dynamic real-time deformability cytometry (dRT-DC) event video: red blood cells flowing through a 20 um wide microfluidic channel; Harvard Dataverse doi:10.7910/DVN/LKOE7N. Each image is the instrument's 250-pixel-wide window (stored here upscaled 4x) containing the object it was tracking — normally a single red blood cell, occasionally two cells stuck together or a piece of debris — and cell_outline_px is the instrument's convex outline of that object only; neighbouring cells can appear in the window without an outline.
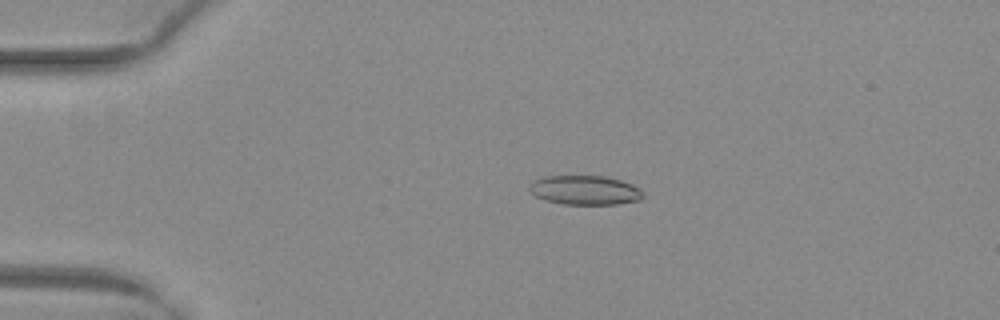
{"species": "common noctule bat (a hibernating species)", "species_latin": "Nyctalus noctula", "temperature_condition": "warm", "stored_images_in_passage": 52, "camera_frame_rate_fps": 3000, "um_per_image_px": 0.085, "animal": {"sex": "female", "body_mass_g": 29.2, "forearm_length_mm": 56.3}, "frame": {"image": 1, "passage_image": 12, "time_ms": 3.667, "image_size_px": [1000, 320], "cell_outline_px": [[644, 196], [640, 200], [616, 204], [564, 204], [544, 200], [536, 196], [528, 188], [536, 180], [544, 176], [604, 176], [620, 180], [632, 184], [640, 188], [644, 192]], "centroid_in_image_um": [49.76, 16.16], "position_along_channel_um": 35.2, "area_um2": 19.31}}
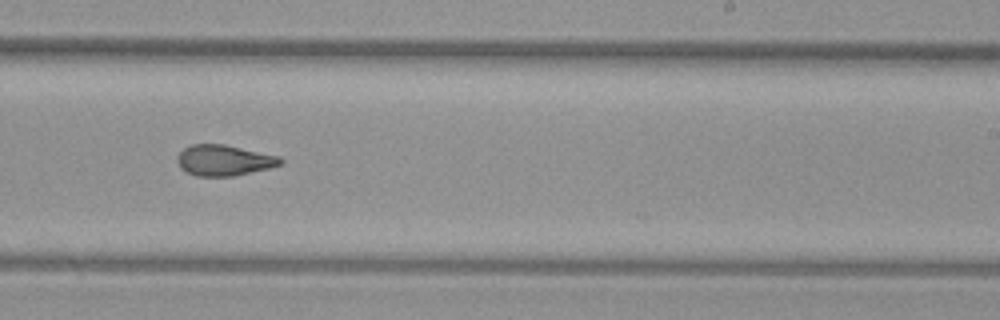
{"frame": {"image": 2, "passage_image": 33, "time_ms": 10.667, "image_size_px": [1000, 320], "cell_outline_px": [[284, 164], [272, 168], [232, 176], [196, 176], [180, 168], [176, 160], [176, 156], [184, 148], [192, 144], [224, 144], [280, 156], [284, 160]], "centroid_in_image_um": [19.07, 13.62], "position_along_channel_um": 269.9, "area_um2": 18.73}}
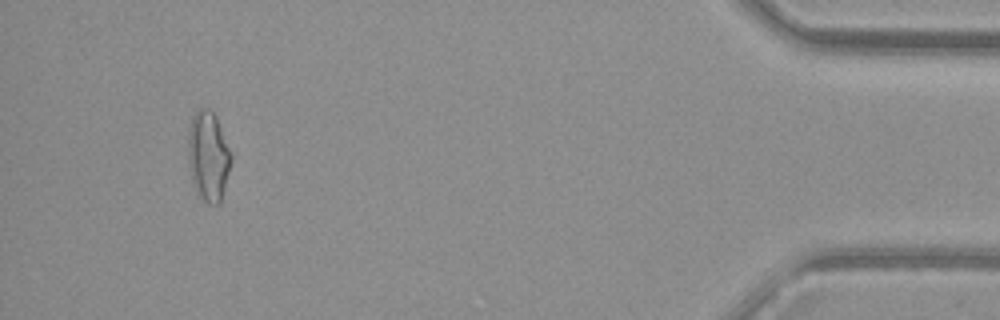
{"frame": {"image": 3, "passage_image": 49, "time_ms": 16.0, "image_size_px": [1000, 320], "cell_outline_px": [[232, 160], [220, 204], [208, 204], [196, 192], [192, 180], [188, 164], [188, 128], [192, 116], [200, 108], [208, 108], [216, 116], [232, 152]], "centroid_in_image_um": [17.71, 13.26], "position_along_channel_um": 417.5, "area_um2": 22.77}, "authors_computed_cell_mechanics": {"area_um2": 19.5364, "velocity_mm_per_s": 4.0578, "shape_relaxation_time_tau1_ms": null, "shape_relaxation_time_tau2_ms": 1.9909, "deformation_change_tau1": null, "deformation_change_tau2": 0.0904}}